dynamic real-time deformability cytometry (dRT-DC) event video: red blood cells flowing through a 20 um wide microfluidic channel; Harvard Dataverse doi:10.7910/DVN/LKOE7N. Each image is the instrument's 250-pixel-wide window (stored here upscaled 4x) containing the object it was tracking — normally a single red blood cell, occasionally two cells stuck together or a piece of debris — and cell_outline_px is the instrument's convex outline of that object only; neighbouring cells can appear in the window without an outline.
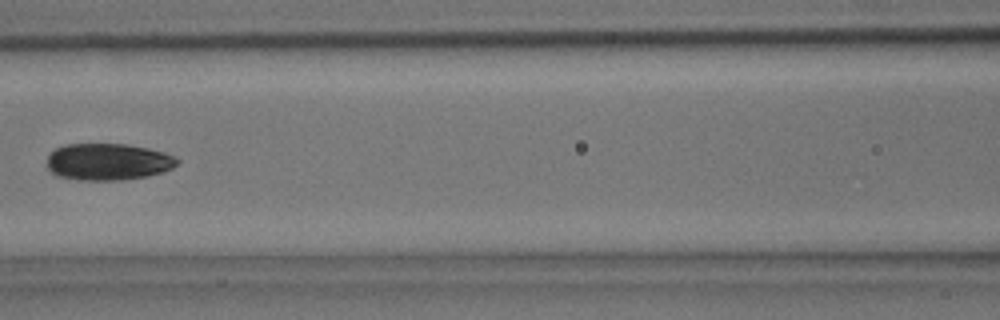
{"species": "common noctule bat (a hibernating species)", "species_latin": "Nyctalus noctula", "temperature_condition": "room temperature", "stored_images_in_passage": 6, "camera_frame_rate_fps": 3000, "um_per_image_px": 0.085, "animal": {"sex": "male", "body_mass_g": 15.6}, "frame": {"image": 1, "passage_image": 6, "time_ms": 1.667, "image_size_px": [1000, 320], "cell_outline_px": [[180, 160], [172, 168], [164, 172], [148, 176], [120, 180], [76, 180], [56, 176], [48, 168], [48, 156], [56, 148], [68, 144], [128, 144], [148, 148], [164, 152]], "centroid_in_image_um": [9.19, 13.76], "position_along_channel_um": 157.4, "area_um2": 27.98}}